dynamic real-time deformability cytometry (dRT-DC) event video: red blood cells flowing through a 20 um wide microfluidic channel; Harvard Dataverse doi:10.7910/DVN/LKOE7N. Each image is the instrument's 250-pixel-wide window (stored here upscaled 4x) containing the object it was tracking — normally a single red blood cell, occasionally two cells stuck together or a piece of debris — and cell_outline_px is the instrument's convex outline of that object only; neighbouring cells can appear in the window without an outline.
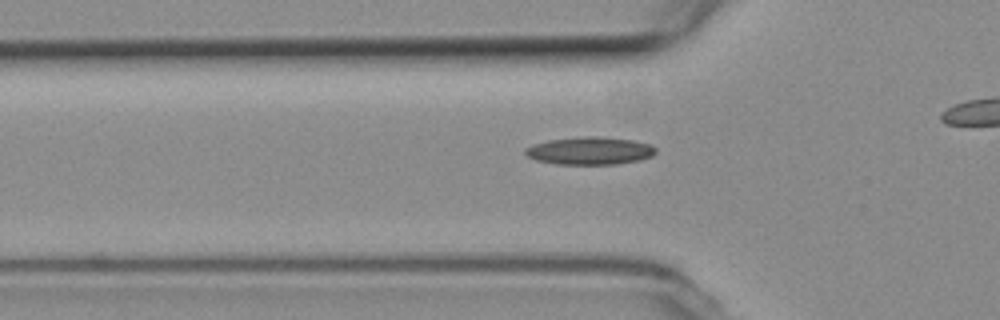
{"species": "common noctule bat (a hibernating species)", "species_latin": "Nyctalus noctula", "temperature_condition": "room temperature", "stored_images_in_passage": 32, "camera_frame_rate_fps": 3000, "um_per_image_px": 0.085, "animal": {"sex": "female", "body_mass_g": 19.3, "forearm_length_mm": 54.1}, "frame": {"image": 1, "passage_image": 6, "time_ms": 1.667, "image_size_px": [1000, 320], "cell_outline_px": [[656, 152], [652, 156], [640, 160], [616, 164], [556, 164], [536, 160], [528, 156], [524, 152], [524, 148], [532, 144], [548, 140], [584, 136], [596, 136], [632, 140], [652, 144], [656, 148]], "centroid_in_image_um": [50.14, 12.81], "position_along_channel_um": 75.7, "area_um2": 21.15}}
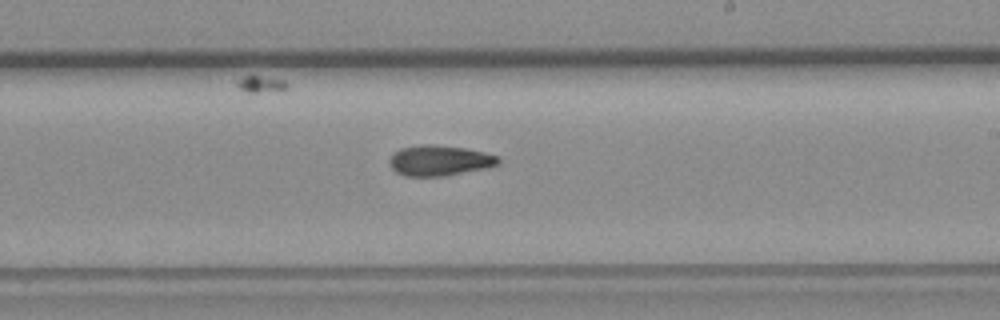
{"frame": {"image": 2, "passage_image": 20, "time_ms": 6.333, "image_size_px": [1000, 320], "cell_outline_px": [[500, 164], [488, 168], [448, 176], [404, 176], [396, 172], [388, 164], [388, 160], [400, 148], [420, 144], [432, 144], [464, 148], [484, 152], [500, 156]], "centroid_in_image_um": [37.39, 13.65], "position_along_channel_um": 251.6, "area_um2": 19.65}}
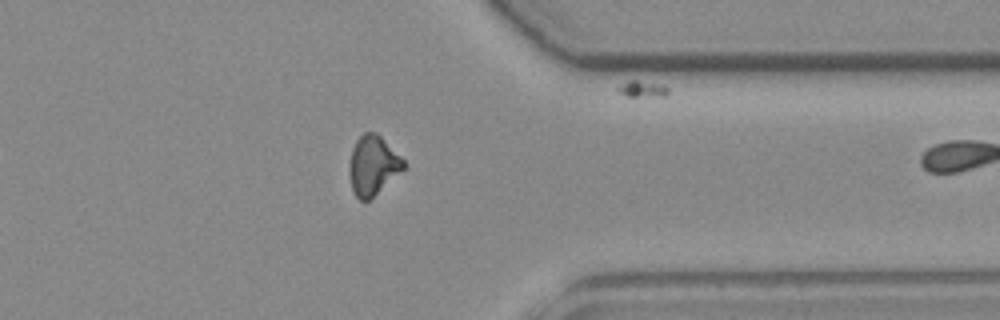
{"frame": {"image": 3, "passage_image": 31, "time_ms": 10.0, "image_size_px": [1000, 320], "cell_outline_px": [[408, 164], [404, 168], [368, 200], [360, 200], [356, 196], [352, 188], [348, 172], [348, 168], [352, 148], [356, 140], [364, 132], [376, 132]], "centroid_in_image_um": [31.67, 14.03], "position_along_channel_um": 379.7, "area_um2": 18.44}}